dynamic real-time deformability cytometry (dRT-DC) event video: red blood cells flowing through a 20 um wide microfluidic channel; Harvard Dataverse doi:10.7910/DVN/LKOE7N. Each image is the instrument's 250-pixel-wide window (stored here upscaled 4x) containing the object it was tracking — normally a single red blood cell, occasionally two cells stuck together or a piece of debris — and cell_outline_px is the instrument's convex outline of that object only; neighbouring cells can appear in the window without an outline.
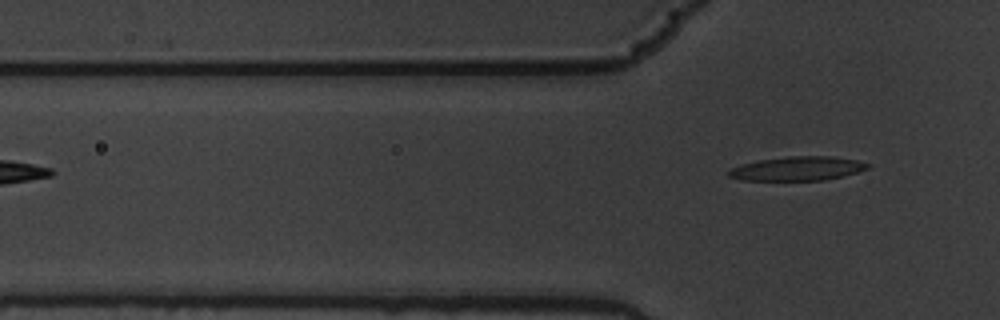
{"species": "common noctule bat (a hibernating species)", "species_latin": "Nyctalus noctula", "temperature_condition": "warm", "stored_images_in_passage": 5, "camera_frame_rate_fps": 3000, "um_per_image_px": 0.085, "animal": {"sex": "male", "body_mass_g": 19.5, "forearm_length_mm": 54.6}, "frame": {"image": 1, "passage_image": 5, "time_ms": 1.333, "image_size_px": [1000, 320], "cell_outline_px": [[872, 164], [868, 168], [856, 172], [824, 180], [744, 180], [728, 176], [728, 172], [732, 168], [740, 164], [760, 160], [788, 156], [832, 156], [856, 160]], "centroid_in_image_um": [67.79, 14.32], "position_along_channel_um": 58.0, "area_um2": 19.25}}